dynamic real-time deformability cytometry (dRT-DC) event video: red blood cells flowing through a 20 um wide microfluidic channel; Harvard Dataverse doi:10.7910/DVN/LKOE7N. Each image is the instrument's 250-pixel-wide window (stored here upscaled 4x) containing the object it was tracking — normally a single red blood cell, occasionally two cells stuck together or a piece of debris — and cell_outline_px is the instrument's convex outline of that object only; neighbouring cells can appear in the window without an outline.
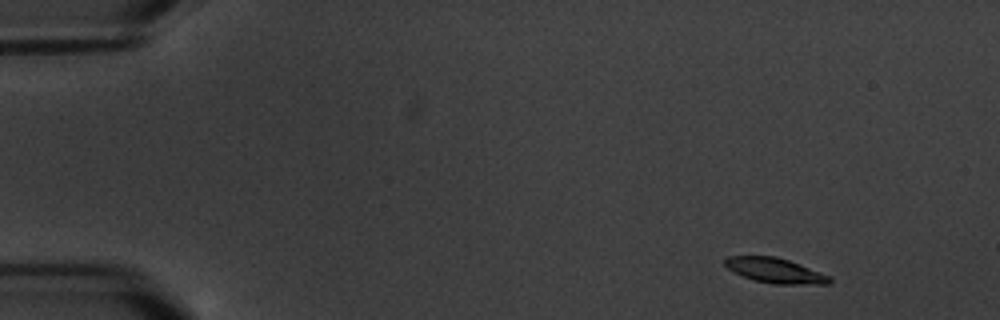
{"species": "common noctule bat (a hibernating species)", "species_latin": "Nyctalus noctula", "temperature_condition": "warm", "stored_images_in_passage": 16, "camera_frame_rate_fps": 3000, "um_per_image_px": 0.085, "animal": {"sex": "male", "body_mass_g": 20.1, "forearm_length_mm": 53.5}, "frame": {"image": 1, "passage_image": 1, "time_ms": 0.0, "image_size_px": [1000, 320], "cell_outline_px": [[832, 280], [828, 284], [772, 284], [756, 280], [744, 276], [728, 268], [724, 264], [724, 260], [728, 256], [776, 256], [788, 260], [832, 276]], "centroid_in_image_um": [65.92, 22.99], "position_along_channel_um": 19.1, "area_um2": 15.09}}
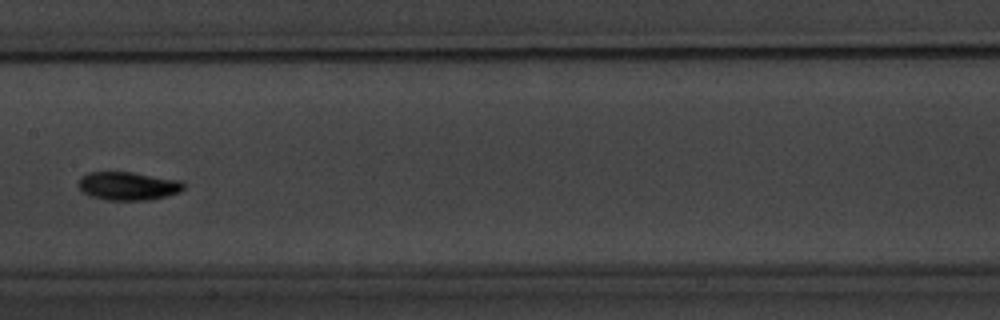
{"frame": {"image": 2, "passage_image": 8, "time_ms": 8.333, "image_size_px": [1000, 320], "cell_outline_px": [[184, 188], [180, 192], [168, 196], [148, 200], [104, 200], [88, 196], [76, 184], [80, 176], [88, 172], [132, 172], [180, 180], [184, 184]], "centroid_in_image_um": [10.85, 15.81], "position_along_channel_um": 196.5, "area_um2": 17.63}}
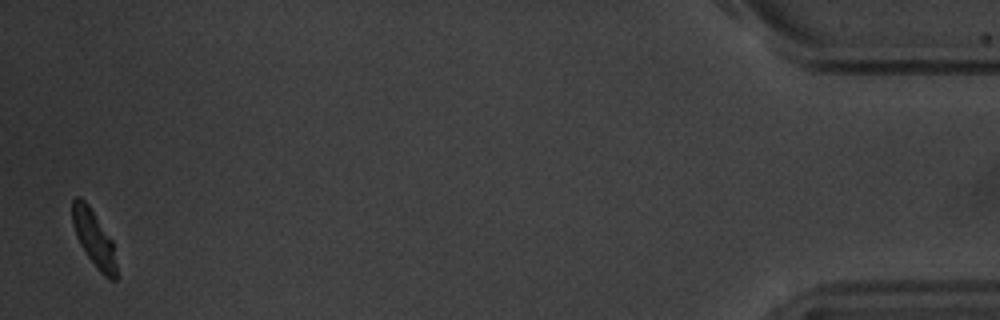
{"frame": {"image": 3, "passage_image": 16, "time_ms": 17.667, "image_size_px": [1000, 320], "cell_outline_px": [[116, 280], [108, 280], [96, 268], [80, 244], [76, 236], [72, 224], [72, 200], [76, 196], [80, 196], [88, 204], [112, 240], [116, 264]], "centroid_in_image_um": [7.97, 20.26], "position_along_channel_um": 427.2, "area_um2": 14.39}, "authors_computed_cell_mechanics": {"area_um2": 16.0973, "velocity_mm_per_s": 3.3712, "shape_relaxation_time_tau1_ms": 1.6948, "shape_relaxation_time_tau2_ms": 4.9039, "deformation_change_tau1": 0.0819, "deformation_change_tau2": 0.0725}}